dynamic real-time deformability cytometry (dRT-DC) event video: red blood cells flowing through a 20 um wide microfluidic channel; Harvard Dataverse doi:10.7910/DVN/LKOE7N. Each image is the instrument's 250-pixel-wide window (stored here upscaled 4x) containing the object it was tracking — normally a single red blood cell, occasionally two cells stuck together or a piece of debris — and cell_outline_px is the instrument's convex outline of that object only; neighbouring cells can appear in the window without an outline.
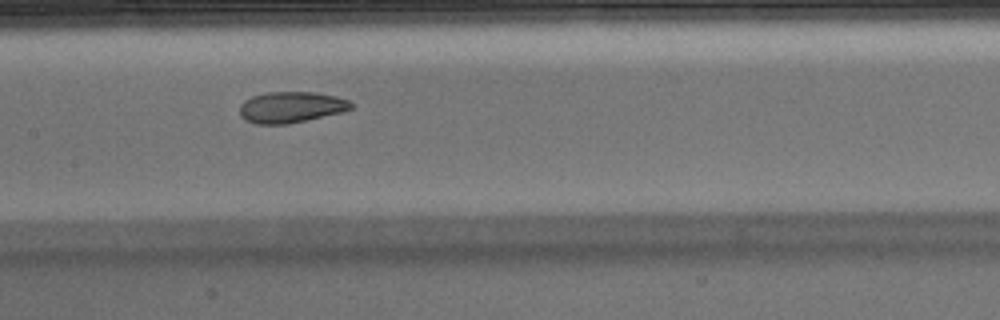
{"species": "Egyptian fruit bat (a non-hibernating species)", "species_latin": "Rousettus aegyptiacus", "temperature_condition": "warm", "stored_images_in_passage": 35, "camera_frame_rate_fps": 3000, "um_per_image_px": 0.085, "animal": {"sex": "male"}, "frame": {"image": 1, "passage_image": 16, "time_ms": 5.0, "image_size_px": [1000, 320], "cell_outline_px": [[352, 108], [340, 112], [288, 124], [256, 124], [244, 120], [240, 116], [240, 104], [244, 100], [252, 96], [264, 92], [316, 92], [336, 96], [348, 100], [352, 104]], "centroid_in_image_um": [24.68, 9.1], "position_along_channel_um": 182.7, "area_um2": 20.17}}